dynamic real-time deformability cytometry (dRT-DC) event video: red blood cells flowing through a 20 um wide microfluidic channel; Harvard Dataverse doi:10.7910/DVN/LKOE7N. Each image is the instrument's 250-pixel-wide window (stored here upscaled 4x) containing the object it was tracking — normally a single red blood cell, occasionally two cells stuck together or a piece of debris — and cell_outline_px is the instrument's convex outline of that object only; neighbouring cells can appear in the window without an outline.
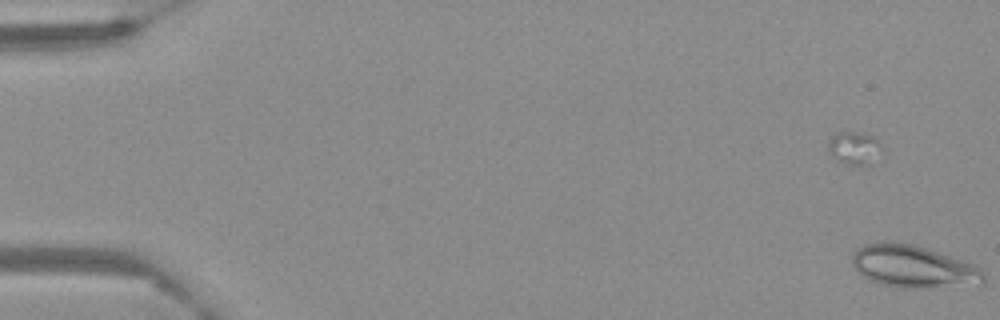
{"species": "Egyptian fruit bat (a non-hibernating species)", "species_latin": "Rousettus aegyptiacus", "temperature_condition": "warm", "stored_images_in_passage": 2, "camera_frame_rate_fps": 3000, "um_per_image_px": 0.085, "frame": {"image": 1, "passage_image": 2, "time_ms": 0.333, "image_size_px": [1000, 320], "cell_outline_px": [[984, 284], [916, 288], [896, 288], [880, 284], [868, 280], [852, 264], [852, 252], [856, 248], [864, 244], [884, 240], [912, 244], [964, 260], [976, 264], [984, 272]], "centroid_in_image_um": [77.62, 22.65], "position_along_channel_um": 7.4, "area_um2": 32.83}}